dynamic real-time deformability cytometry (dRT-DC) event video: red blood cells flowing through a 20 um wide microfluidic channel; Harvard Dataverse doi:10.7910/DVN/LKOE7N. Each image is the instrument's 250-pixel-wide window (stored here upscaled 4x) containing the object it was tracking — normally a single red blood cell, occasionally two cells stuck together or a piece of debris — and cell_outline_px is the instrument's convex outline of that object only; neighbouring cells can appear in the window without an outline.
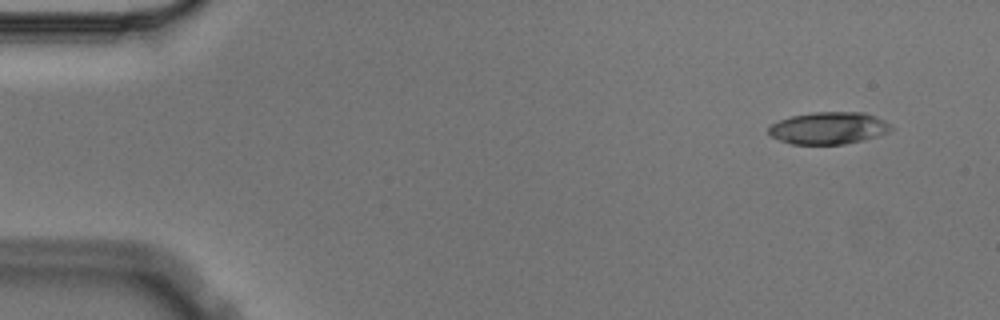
{"species": "Egyptian fruit bat (a non-hibernating species)", "species_latin": "Rousettus aegyptiacus", "temperature_condition": "cold", "stored_images_in_passage": 4, "camera_frame_rate_fps": 3000, "um_per_image_px": 0.085, "animal": {"sex": "male"}, "frame": {"image": 1, "passage_image": 1, "time_ms": 0.0, "image_size_px": [1000, 320], "cell_outline_px": [[892, 128], [888, 132], [876, 136], [844, 144], [792, 144], [780, 140], [772, 136], [768, 132], [768, 128], [772, 124], [780, 120], [792, 116], [812, 112], [864, 112], [884, 120]], "centroid_in_image_um": [70.41, 10.88], "position_along_channel_um": 14.6, "area_um2": 22.6}}
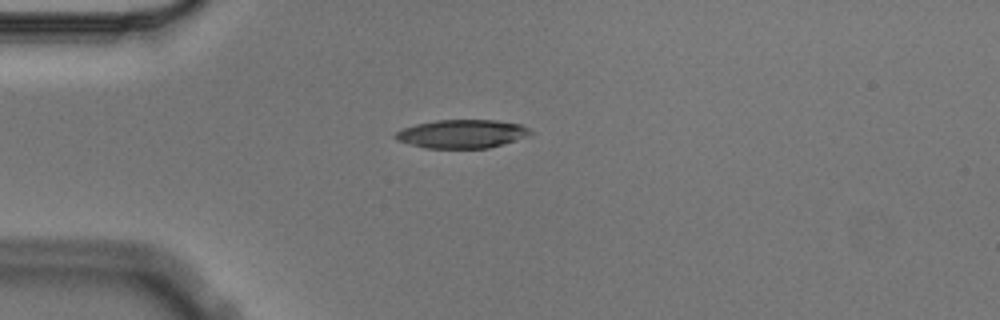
{"frame": {"image": 2, "passage_image": 4, "time_ms": 1.0, "image_size_px": [1000, 320], "cell_outline_px": [[532, 132], [524, 136], [488, 148], [424, 148], [396, 140], [392, 136], [396, 132], [404, 128], [416, 124], [436, 120], [496, 120], [520, 124], [528, 128]], "centroid_in_image_um": [39.18, 11.37], "position_along_channel_um": 45.8, "area_um2": 22.08}}